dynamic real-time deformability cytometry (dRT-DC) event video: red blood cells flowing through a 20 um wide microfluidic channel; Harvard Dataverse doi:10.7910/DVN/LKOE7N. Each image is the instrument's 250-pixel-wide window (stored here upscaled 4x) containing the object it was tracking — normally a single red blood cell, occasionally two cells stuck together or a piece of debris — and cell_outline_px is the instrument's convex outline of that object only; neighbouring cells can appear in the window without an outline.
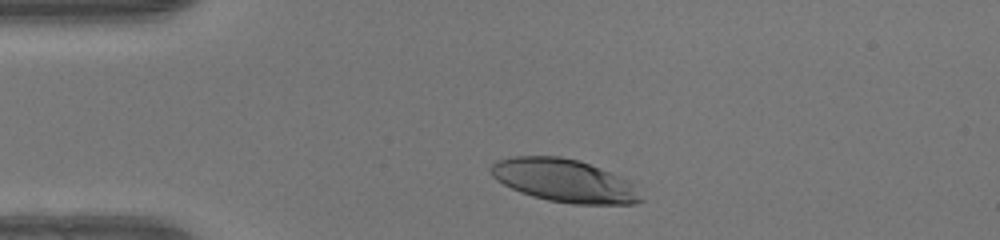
{"species": "human", "species_latin": "Homo sapiens", "temperature_condition": "warm", "stored_images_in_passage": 34, "camera_frame_rate_fps": 3000, "um_per_image_px": 0.085, "donor": {"sex": "female"}, "frame": {"image": 1, "passage_image": 4, "time_ms": 1.0, "image_size_px": [1000, 240], "cell_outline_px": [[644, 200], [636, 204], [572, 204], [548, 200], [532, 196], [520, 192], [496, 180], [492, 176], [488, 168], [496, 160], [512, 156], [560, 156], [580, 160], [620, 176], [628, 180], [632, 184]], "centroid_in_image_um": [47.94, 15.35], "position_along_channel_um": 37.1, "area_um2": 37.69}}
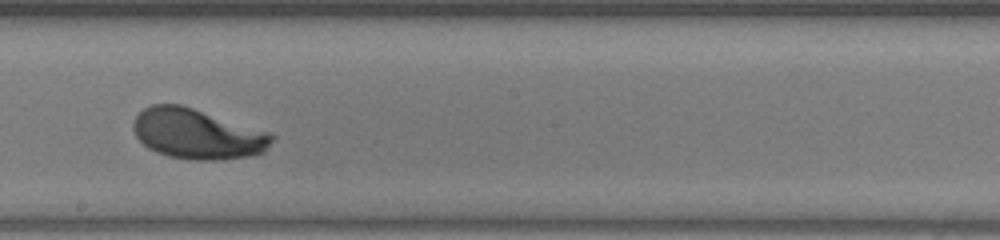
{"frame": {"image": 2, "passage_image": 21, "time_ms": 6.667, "image_size_px": [1000, 240], "cell_outline_px": [[276, 136], [264, 152], [248, 156], [216, 160], [196, 160], [168, 156], [156, 152], [148, 148], [136, 136], [132, 128], [132, 124], [136, 116], [144, 108], [152, 104], [180, 104], [268, 132]], "centroid_in_image_um": [16.74, 11.39], "position_along_channel_um": 231.5, "area_um2": 40.17}}
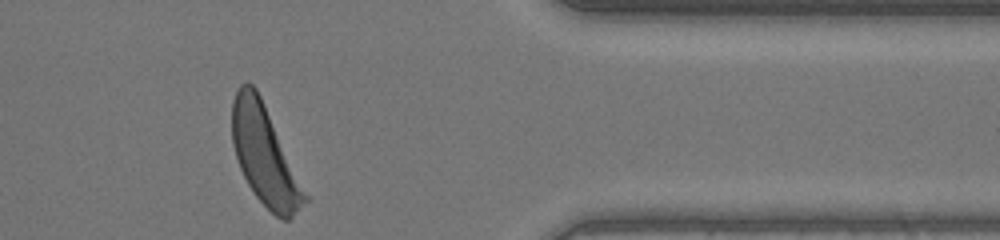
{"frame": {"image": 3, "passage_image": 34, "time_ms": 11.0, "image_size_px": [1000, 240], "cell_outline_px": [[308, 200], [288, 220], [284, 220], [276, 216], [256, 196], [248, 184], [240, 168], [232, 144], [232, 100], [240, 84], [248, 80], [256, 88], [260, 96], [308, 196]], "centroid_in_image_um": [22.47, 13.19], "position_along_channel_um": 388.9, "area_um2": 41.04}, "authors_computed_cell_mechanics": {"area_um2": 39.7086, "velocity_mm_per_s": 4.1261, "shape_relaxation_time_tau1_ms": 3.5068, "shape_relaxation_time_tau2_ms": null, "deformation_change_tau1": 0.212, "deformation_change_tau2": null}}